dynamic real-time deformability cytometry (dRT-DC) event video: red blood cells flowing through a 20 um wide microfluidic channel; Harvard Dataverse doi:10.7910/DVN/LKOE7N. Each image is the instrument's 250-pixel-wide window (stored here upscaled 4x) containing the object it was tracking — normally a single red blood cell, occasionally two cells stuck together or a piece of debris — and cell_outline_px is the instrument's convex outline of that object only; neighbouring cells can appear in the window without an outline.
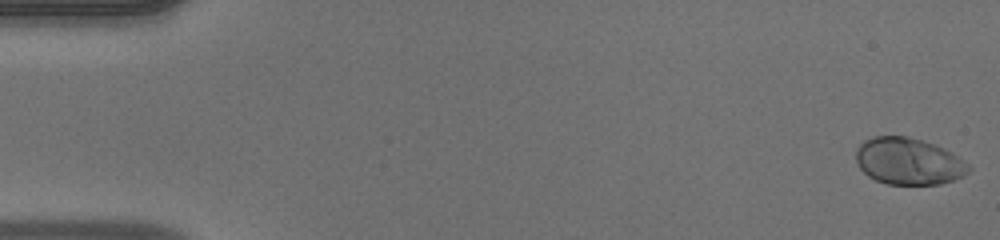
{"species": "human", "species_latin": "Homo sapiens", "temperature_condition": "warm", "stored_images_in_passage": 51, "camera_frame_rate_fps": 3000, "um_per_image_px": 0.085, "donor": {"sex": "male"}, "frame": {"image": 1, "passage_image": 1, "time_ms": 0.0, "image_size_px": [1000, 240], "cell_outline_px": [[972, 168], [964, 176], [940, 184], [888, 184], [876, 180], [868, 176], [860, 168], [856, 160], [856, 148], [864, 140], [876, 136], [908, 136], [936, 144], [952, 152], [968, 164]], "centroid_in_image_um": [77.23, 13.7], "position_along_channel_um": 7.8, "area_um2": 30.81}}
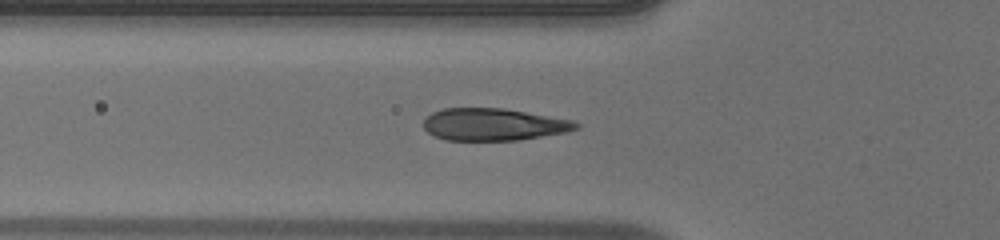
{"frame": {"image": 2, "passage_image": 18, "time_ms": 5.667, "image_size_px": [1000, 240], "cell_outline_px": [[580, 128], [568, 132], [520, 140], [444, 140], [428, 132], [424, 128], [424, 120], [432, 112], [444, 108], [504, 108], [572, 120], [580, 124]], "centroid_in_image_um": [41.98, 10.58], "position_along_channel_um": 83.8, "area_um2": 28.67}}
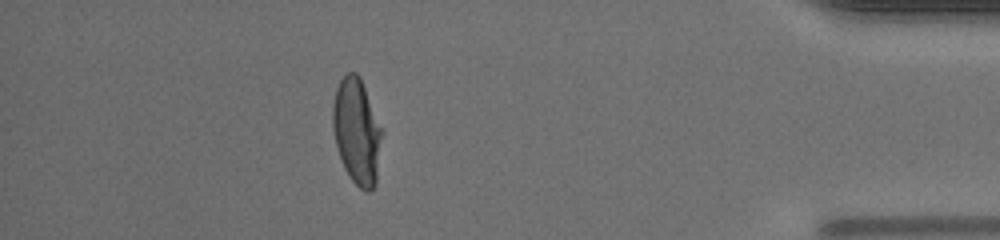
{"frame": {"image": 3, "passage_image": 45, "time_ms": 14.667, "image_size_px": [1000, 240], "cell_outline_px": [[384, 132], [376, 184], [368, 192], [360, 188], [348, 176], [344, 168], [336, 148], [332, 128], [332, 104], [336, 88], [340, 80], [348, 72], [356, 72], [360, 76], [384, 128]], "centroid_in_image_um": [30.36, 11.15], "position_along_channel_um": 404.8, "area_um2": 31.27}, "authors_computed_cell_mechanics": {"area_um2": 30.4606, "velocity_mm_per_s": 4.0669, "shape_relaxation_time_tau1_ms": 3.2323, "shape_relaxation_time_tau2_ms": null, "deformation_change_tau1": 0.1996, "deformation_change_tau2": null}}